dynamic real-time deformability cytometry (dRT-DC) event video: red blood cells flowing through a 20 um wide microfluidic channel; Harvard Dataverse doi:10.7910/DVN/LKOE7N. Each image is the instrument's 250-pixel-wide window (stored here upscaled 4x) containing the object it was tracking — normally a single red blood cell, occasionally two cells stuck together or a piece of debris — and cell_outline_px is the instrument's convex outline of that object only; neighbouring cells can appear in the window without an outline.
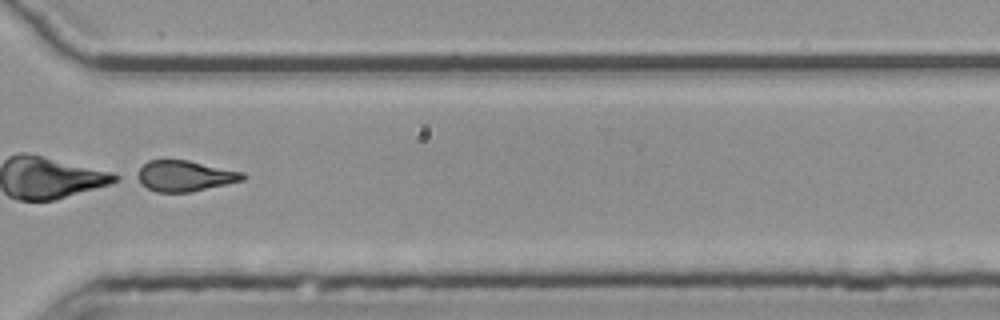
{"species": "common noctule bat (a hibernating species)", "species_latin": "Nyctalus noctula", "temperature_condition": "room temperature", "stored_images_in_passage": 53, "camera_frame_rate_fps": 3000, "um_per_image_px": 0.085, "animal": {"sex": "female", "body_mass_g": 25.1}, "frame": {"image": 1, "passage_image": 40, "time_ms": 13.0, "image_size_px": [1000, 320], "cell_outline_px": [[248, 176], [244, 180], [228, 184], [188, 192], [156, 192], [148, 188], [136, 180], [132, 176], [148, 160], [188, 160], [244, 172]], "centroid_in_image_um": [15.69, 14.95], "position_along_channel_um": 354.9, "area_um2": 19.13}}